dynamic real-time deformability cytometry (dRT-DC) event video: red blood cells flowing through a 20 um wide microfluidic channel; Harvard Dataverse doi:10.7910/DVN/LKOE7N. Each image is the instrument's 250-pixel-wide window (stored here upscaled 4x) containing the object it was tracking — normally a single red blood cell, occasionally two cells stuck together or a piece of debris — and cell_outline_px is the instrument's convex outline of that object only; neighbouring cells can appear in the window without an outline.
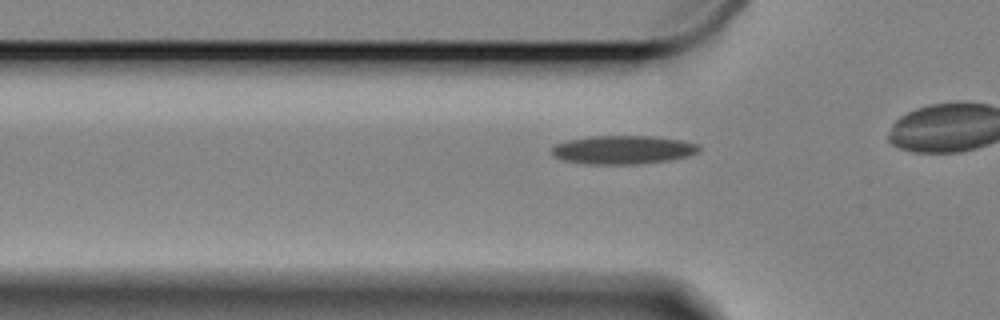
{"species": "Egyptian fruit bat (a non-hibernating species)", "species_latin": "Rousettus aegyptiacus", "temperature_condition": "cold", "stored_images_in_passage": 39, "camera_frame_rate_fps": 3000, "um_per_image_px": 0.085, "animal": {"sex": "female"}, "frame": {"image": 1, "passage_image": 11, "time_ms": 3.333, "image_size_px": [1000, 320], "cell_outline_px": [[700, 148], [696, 152], [688, 156], [672, 160], [636, 164], [588, 164], [564, 160], [556, 156], [552, 152], [552, 148], [556, 144], [568, 140], [588, 136], [648, 136], [680, 140], [700, 144]], "centroid_in_image_um": [52.97, 12.73], "position_along_channel_um": 72.8, "area_um2": 24.33}}
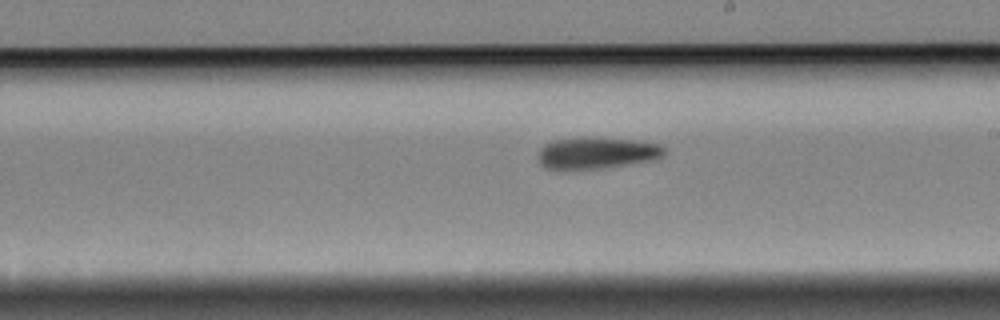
{"frame": {"image": 2, "passage_image": 26, "time_ms": 8.333, "image_size_px": [1000, 320], "cell_outline_px": [[664, 156], [652, 160], [604, 168], [548, 168], [540, 164], [540, 148], [544, 144], [552, 140], [580, 136], [584, 136], [636, 140], [660, 144], [664, 148]], "centroid_in_image_um": [50.75, 12.96], "position_along_channel_um": 238.3, "area_um2": 23.18}}
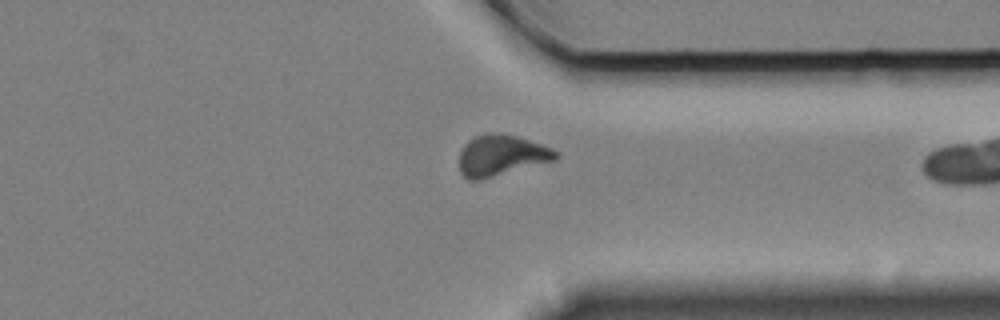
{"frame": {"image": 3, "passage_image": 38, "time_ms": 12.333, "image_size_px": [1000, 320], "cell_outline_px": [[560, 156], [556, 160], [480, 180], [468, 180], [460, 172], [460, 152], [464, 144], [468, 140], [484, 132], [500, 132], [516, 136], [552, 148], [560, 152]], "centroid_in_image_um": [42.61, 13.2], "position_along_channel_um": 368.8, "area_um2": 23.24}}